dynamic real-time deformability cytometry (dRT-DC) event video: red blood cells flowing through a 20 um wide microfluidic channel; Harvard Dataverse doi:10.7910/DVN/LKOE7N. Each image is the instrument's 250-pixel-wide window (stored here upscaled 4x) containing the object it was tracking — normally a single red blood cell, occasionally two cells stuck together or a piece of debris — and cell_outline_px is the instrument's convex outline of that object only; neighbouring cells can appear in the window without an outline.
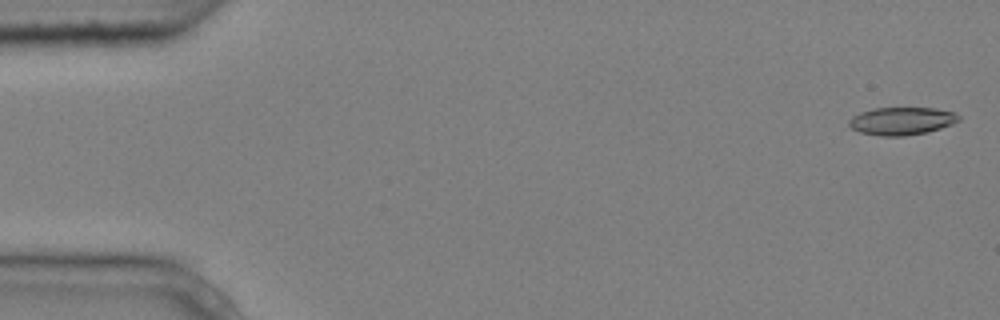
{"species": "common noctule bat (a hibernating species)", "species_latin": "Nyctalus noctula", "temperature_condition": "cold", "stored_images_in_passage": 5, "camera_frame_rate_fps": 3000, "um_per_image_px": 0.085, "animal": {"sex": "male", "body_mass_g": 20.4}, "frame": {"image": 1, "passage_image": 1, "time_ms": 0.0, "image_size_px": [1000, 320], "cell_outline_px": [[960, 120], [952, 124], [928, 132], [904, 136], [880, 136], [860, 132], [852, 128], [848, 124], [848, 120], [852, 116], [860, 112], [872, 108], [936, 108], [952, 112], [960, 116]], "centroid_in_image_um": [76.62, 10.28], "position_along_channel_um": 8.4, "area_um2": 17.8}}
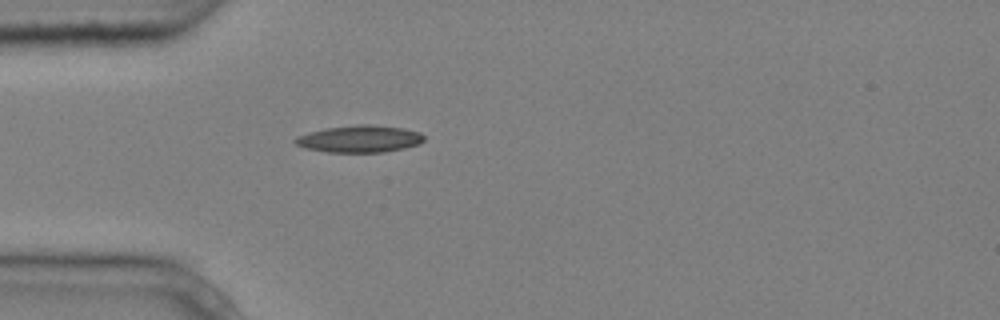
{"frame": {"image": 2, "passage_image": 5, "time_ms": 1.333, "image_size_px": [1000, 320], "cell_outline_px": [[424, 140], [420, 144], [404, 148], [384, 152], [328, 152], [304, 148], [296, 144], [292, 140], [296, 136], [308, 132], [324, 128], [356, 124], [368, 124], [404, 128], [420, 132], [424, 136]], "centroid_in_image_um": [30.55, 11.8], "position_along_channel_um": 54.5, "area_um2": 20.52}}